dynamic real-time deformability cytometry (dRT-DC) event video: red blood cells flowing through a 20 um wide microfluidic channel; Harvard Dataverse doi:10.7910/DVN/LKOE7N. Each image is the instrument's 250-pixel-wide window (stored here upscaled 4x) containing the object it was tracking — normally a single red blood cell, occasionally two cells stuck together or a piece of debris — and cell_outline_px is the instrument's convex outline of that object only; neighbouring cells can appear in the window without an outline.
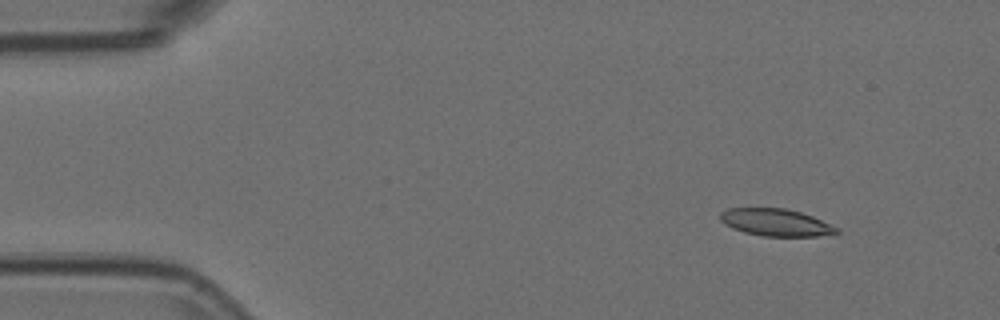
{"species": "Egyptian fruit bat (a non-hibernating species)", "species_latin": "Rousettus aegyptiacus", "temperature_condition": "room temperature", "stored_images_in_passage": 9, "camera_frame_rate_fps": 3000, "um_per_image_px": 0.085, "animal": {"sex": "female"}, "frame": {"image": 1, "passage_image": 1, "time_ms": 0.0, "image_size_px": [1000, 320], "cell_outline_px": [[840, 232], [836, 236], [764, 236], [744, 232], [732, 228], [724, 224], [720, 220], [720, 212], [728, 208], [784, 208], [800, 212], [812, 216], [840, 228]], "centroid_in_image_um": [66.0, 18.92], "position_along_channel_um": 19.0, "area_um2": 18.73}}
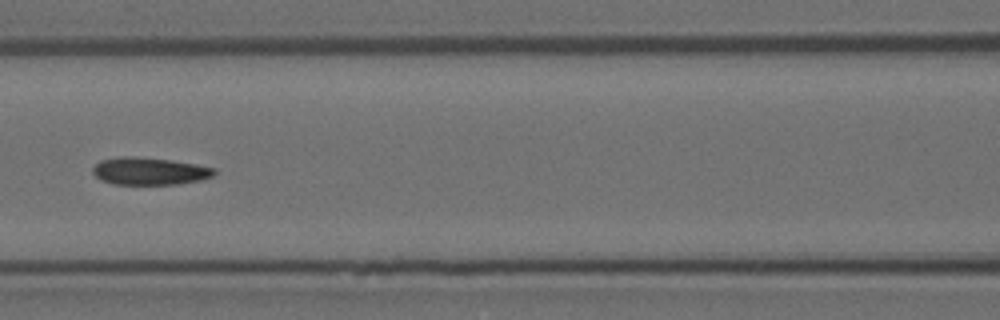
{"frame": {"image": 2, "passage_image": 6, "time_ms": 1.667, "image_size_px": [1000, 320], "cell_outline_px": [[216, 172], [212, 176], [200, 180], [180, 184], [112, 184], [100, 180], [92, 172], [92, 168], [100, 160], [124, 156], [132, 156], [172, 160], [196, 164], [216, 168]], "centroid_in_image_um": [12.7, 14.55], "position_along_channel_um": 153.9, "area_um2": 19.48}}
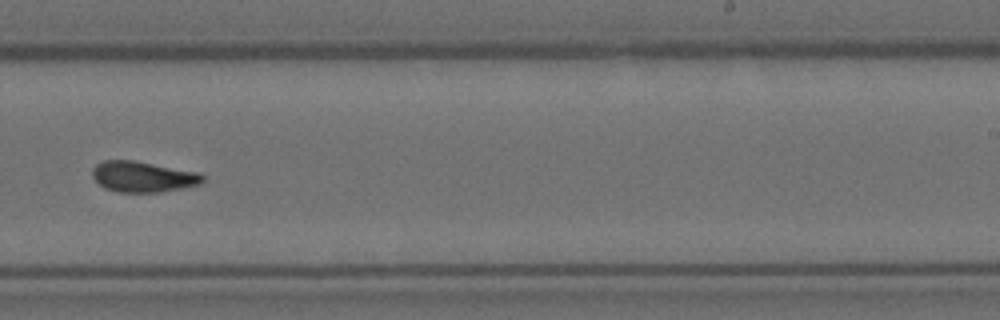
{"frame": {"image": 3, "passage_image": 9, "time_ms": 2.667, "image_size_px": [1000, 320], "cell_outline_px": [[204, 180], [200, 184], [160, 192], [120, 192], [104, 188], [92, 176], [92, 168], [96, 164], [104, 160], [132, 160], [200, 172], [204, 176]], "centroid_in_image_um": [12.15, 15.01], "position_along_channel_um": 276.9, "area_um2": 19.71}}